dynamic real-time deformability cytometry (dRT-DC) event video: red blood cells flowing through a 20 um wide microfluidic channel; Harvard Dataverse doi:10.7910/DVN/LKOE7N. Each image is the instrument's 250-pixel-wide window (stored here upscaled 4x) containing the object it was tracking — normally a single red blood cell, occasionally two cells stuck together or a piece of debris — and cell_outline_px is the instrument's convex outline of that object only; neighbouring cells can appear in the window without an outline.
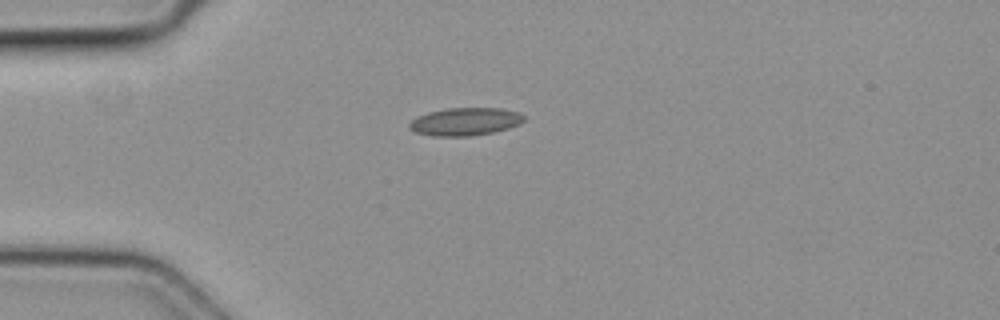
{"species": "common noctule bat (a hibernating species)", "species_latin": "Nyctalus noctula", "temperature_condition": "cold", "stored_images_in_passage": 3, "camera_frame_rate_fps": 3000, "um_per_image_px": 0.085, "animal": {"sex": "female", "body_mass_g": 19.3, "forearm_length_mm": 54.1}, "frame": {"image": 1, "passage_image": 3, "time_ms": 0.667, "image_size_px": [1000, 320], "cell_outline_px": [[524, 120], [520, 124], [508, 128], [492, 132], [472, 136], [432, 136], [416, 132], [408, 128], [408, 124], [416, 116], [428, 112], [448, 108], [504, 108], [520, 112], [524, 116]], "centroid_in_image_um": [39.54, 10.33], "position_along_channel_um": 45.5, "area_um2": 18.73}}